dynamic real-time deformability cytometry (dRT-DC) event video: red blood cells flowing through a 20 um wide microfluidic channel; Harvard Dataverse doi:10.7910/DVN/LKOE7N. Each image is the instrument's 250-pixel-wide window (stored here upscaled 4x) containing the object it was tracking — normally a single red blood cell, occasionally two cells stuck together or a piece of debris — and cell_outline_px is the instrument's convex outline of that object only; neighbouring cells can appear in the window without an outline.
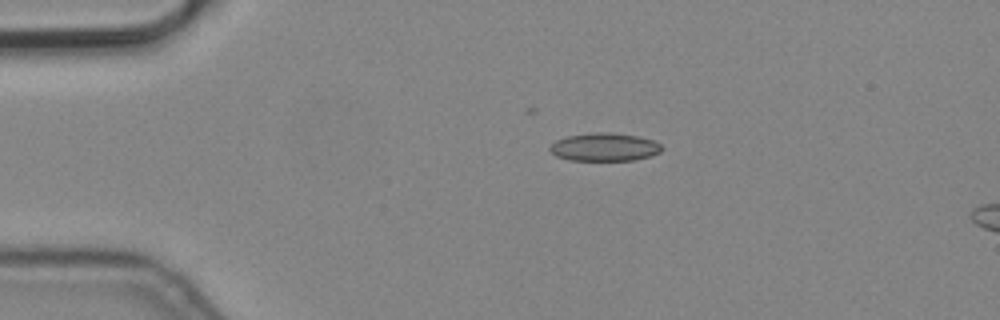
{"species": "common noctule bat (a hibernating species)", "species_latin": "Nyctalus noctula", "temperature_condition": "cold", "stored_images_in_passage": 4, "camera_frame_rate_fps": 3000, "um_per_image_px": 0.085, "animal": {"sex": "male", "body_mass_g": 19.2, "forearm_length_mm": 51.8}, "frame": {"image": 1, "passage_image": 1, "time_ms": 0.0, "image_size_px": [1000, 320], "cell_outline_px": [[664, 148], [660, 152], [652, 156], [636, 160], [568, 160], [556, 156], [548, 148], [556, 140], [568, 136], [596, 132], [612, 132], [636, 136], [652, 140], [660, 144]], "centroid_in_image_um": [51.4, 12.5], "position_along_channel_um": 33.6, "area_um2": 18.32}}